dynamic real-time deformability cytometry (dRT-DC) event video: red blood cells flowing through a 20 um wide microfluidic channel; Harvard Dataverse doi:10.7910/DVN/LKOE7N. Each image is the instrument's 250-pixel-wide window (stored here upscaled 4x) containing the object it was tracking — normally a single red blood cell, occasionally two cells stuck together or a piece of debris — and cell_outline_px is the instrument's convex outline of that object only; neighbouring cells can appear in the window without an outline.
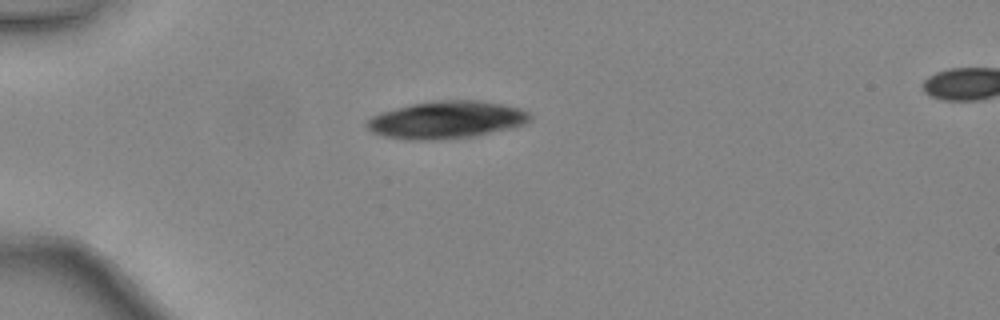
{"species": "common noctule bat (a hibernating species)", "species_latin": "Nyctalus noctula", "temperature_condition": "warm", "stored_images_in_passage": 4, "camera_frame_rate_fps": 3000, "um_per_image_px": 0.085, "animal": {"sex": "female", "body_mass_g": 24.6, "forearm_length_mm": 56.2}, "frame": {"image": 1, "passage_image": 1, "time_ms": 0.0, "image_size_px": [1000, 320], "cell_outline_px": [[532, 120], [524, 124], [476, 136], [432, 140], [408, 140], [384, 136], [372, 132], [364, 124], [372, 116], [380, 112], [412, 104], [436, 100], [480, 100], [520, 108], [528, 112], [532, 116]], "centroid_in_image_um": [37.94, 10.18], "position_along_channel_um": 47.1, "area_um2": 35.55}}